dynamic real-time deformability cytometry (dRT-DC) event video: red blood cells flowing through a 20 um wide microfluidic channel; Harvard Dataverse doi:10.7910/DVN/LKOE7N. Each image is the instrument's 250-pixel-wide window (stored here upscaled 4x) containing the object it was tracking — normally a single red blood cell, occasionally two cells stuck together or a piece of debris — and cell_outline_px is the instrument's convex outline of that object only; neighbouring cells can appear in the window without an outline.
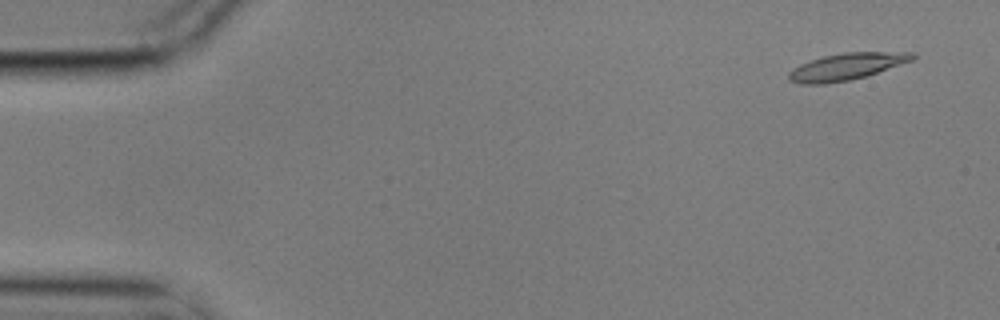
{"species": "common noctule bat (a hibernating species)", "species_latin": "Nyctalus noctula", "temperature_condition": "cold", "stored_images_in_passage": 4, "camera_frame_rate_fps": 3000, "um_per_image_px": 0.085, "animal": {"sex": "male", "body_mass_g": 17.9}, "frame": {"image": 1, "passage_image": 1, "time_ms": 0.0, "image_size_px": [1000, 320], "cell_outline_px": [[916, 56], [912, 60], [864, 76], [848, 80], [824, 84], [800, 84], [788, 80], [788, 72], [792, 68], [800, 64], [824, 56], [844, 52], [916, 52]], "centroid_in_image_um": [71.91, 5.65], "position_along_channel_um": 13.1, "area_um2": 19.07}}
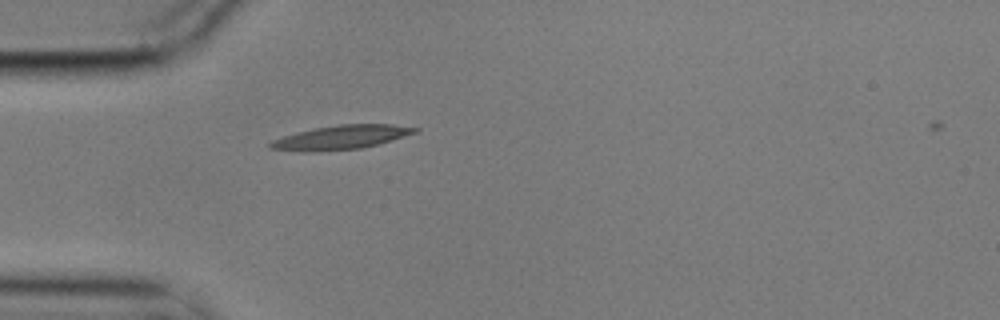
{"frame": {"image": 2, "passage_image": 4, "time_ms": 1.0, "image_size_px": [1000, 320], "cell_outline_px": [[420, 128], [416, 132], [376, 144], [360, 148], [312, 152], [304, 152], [268, 148], [268, 144], [272, 140], [296, 132], [316, 128], [340, 124], [392, 124]], "centroid_in_image_um": [28.93, 11.67], "position_along_channel_um": 56.1, "area_um2": 19.94}}